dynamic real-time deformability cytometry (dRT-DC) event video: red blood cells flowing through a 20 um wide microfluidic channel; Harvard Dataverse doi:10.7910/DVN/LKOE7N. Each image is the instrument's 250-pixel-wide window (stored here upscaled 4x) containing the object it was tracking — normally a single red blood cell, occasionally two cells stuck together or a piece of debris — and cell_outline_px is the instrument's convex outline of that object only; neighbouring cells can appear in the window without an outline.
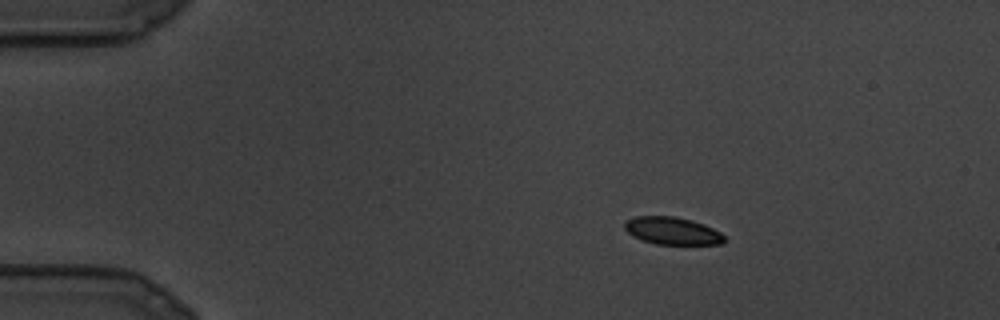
{"species": "common noctule bat (a hibernating species)", "species_latin": "Nyctalus noctula", "temperature_condition": "cold", "stored_images_in_passage": 10, "camera_frame_rate_fps": 3000, "um_per_image_px": 0.085, "animal": {"sex": "male", "body_mass_g": 19.5, "forearm_length_mm": 54.6}, "frame": {"image": 1, "passage_image": 4, "time_ms": 1.0, "image_size_px": [1000, 320], "cell_outline_px": [[724, 244], [656, 244], [640, 240], [628, 232], [624, 228], [624, 220], [636, 216], [676, 216], [692, 220], [704, 224], [720, 232], [724, 236]], "centroid_in_image_um": [57.12, 19.61], "position_along_channel_um": 27.9, "area_um2": 16.07}}
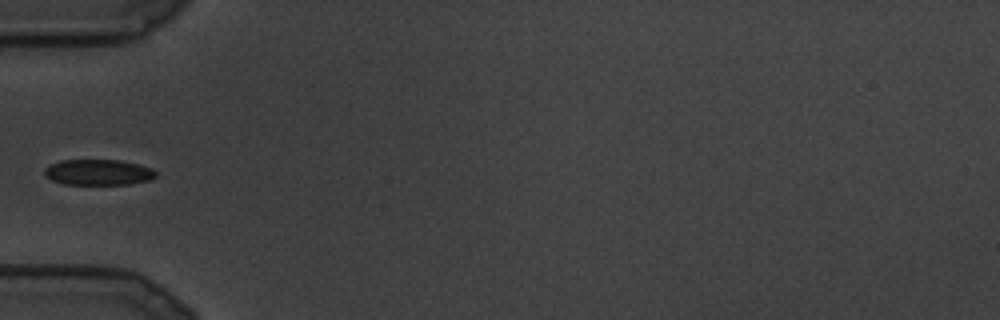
{"frame": {"image": 2, "passage_image": 9, "time_ms": 2.667, "image_size_px": [1000, 320], "cell_outline_px": [[156, 176], [152, 180], [128, 184], [64, 184], [52, 180], [44, 176], [44, 168], [60, 160], [120, 160], [140, 164], [152, 168], [156, 172]], "centroid_in_image_um": [8.37, 14.64], "position_along_channel_um": 76.6, "area_um2": 16.82}}